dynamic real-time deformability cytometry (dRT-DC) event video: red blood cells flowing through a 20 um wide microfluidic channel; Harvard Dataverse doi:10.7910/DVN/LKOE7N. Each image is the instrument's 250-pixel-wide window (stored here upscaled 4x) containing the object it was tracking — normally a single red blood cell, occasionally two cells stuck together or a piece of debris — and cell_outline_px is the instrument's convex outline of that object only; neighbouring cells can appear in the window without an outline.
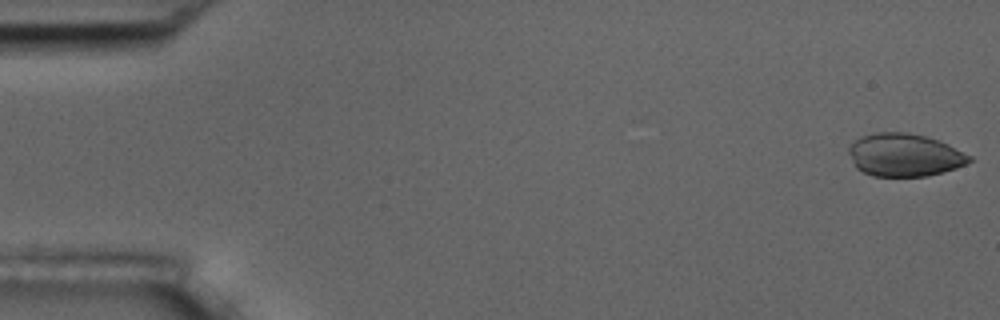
{"species": "common noctule bat (a hibernating species)", "species_latin": "Nyctalus noctula", "temperature_condition": "room temperature", "stored_images_in_passage": 54, "camera_frame_rate_fps": 3000, "um_per_image_px": 0.085, "animal": {"sex": "male", "body_mass_g": 17.5, "forearm_length_mm": 52.3}, "frame": {"image": 1, "passage_image": 1, "time_ms": 0.0, "image_size_px": [1000, 320], "cell_outline_px": [[972, 160], [956, 168], [928, 176], [872, 176], [856, 168], [848, 152], [848, 144], [860, 136], [872, 132], [904, 132], [924, 136], [940, 140], [972, 156]], "centroid_in_image_um": [76.85, 13.16], "position_along_channel_um": 8.2, "area_um2": 30.29}}
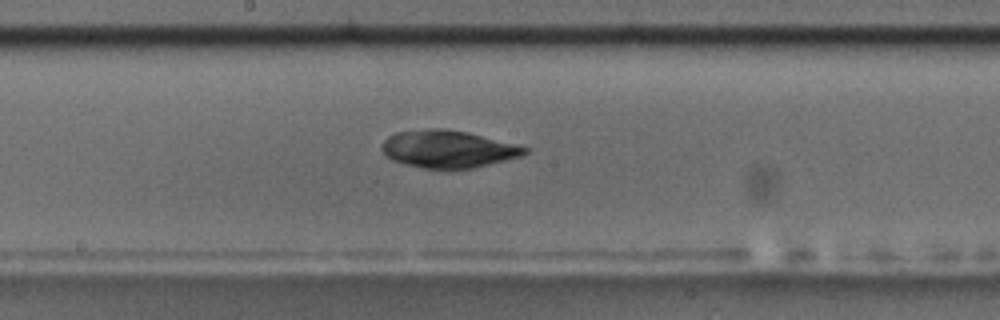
{"frame": {"image": 2, "passage_image": 29, "time_ms": 9.333, "image_size_px": [1000, 320], "cell_outline_px": [[528, 152], [520, 156], [472, 168], [424, 168], [404, 164], [392, 160], [380, 148], [384, 140], [388, 136], [396, 132], [432, 128], [444, 128], [468, 132], [516, 144], [528, 148]], "centroid_in_image_um": [38.06, 12.65], "position_along_channel_um": 210.1, "area_um2": 30.87}}
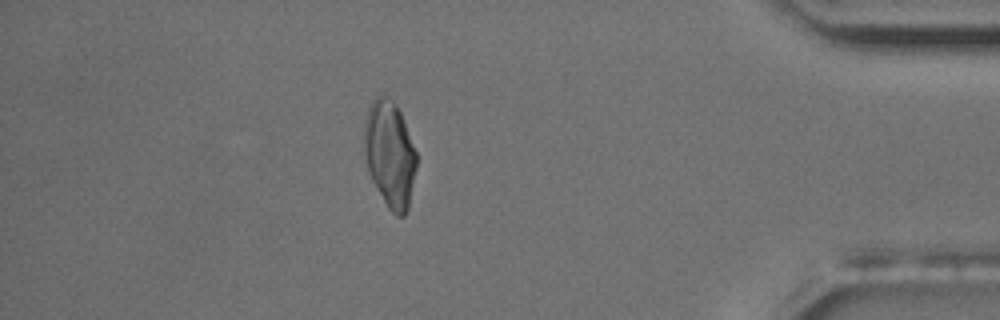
{"frame": {"image": 3, "passage_image": 48, "time_ms": 15.667, "image_size_px": [1000, 320], "cell_outline_px": [[416, 168], [408, 208], [404, 216], [396, 216], [388, 208], [372, 180], [368, 172], [364, 156], [364, 120], [368, 108], [372, 100], [376, 96], [384, 96], [400, 112], [416, 152]], "centroid_in_image_um": [33.1, 13.13], "position_along_channel_um": 402.1, "area_um2": 32.02}}